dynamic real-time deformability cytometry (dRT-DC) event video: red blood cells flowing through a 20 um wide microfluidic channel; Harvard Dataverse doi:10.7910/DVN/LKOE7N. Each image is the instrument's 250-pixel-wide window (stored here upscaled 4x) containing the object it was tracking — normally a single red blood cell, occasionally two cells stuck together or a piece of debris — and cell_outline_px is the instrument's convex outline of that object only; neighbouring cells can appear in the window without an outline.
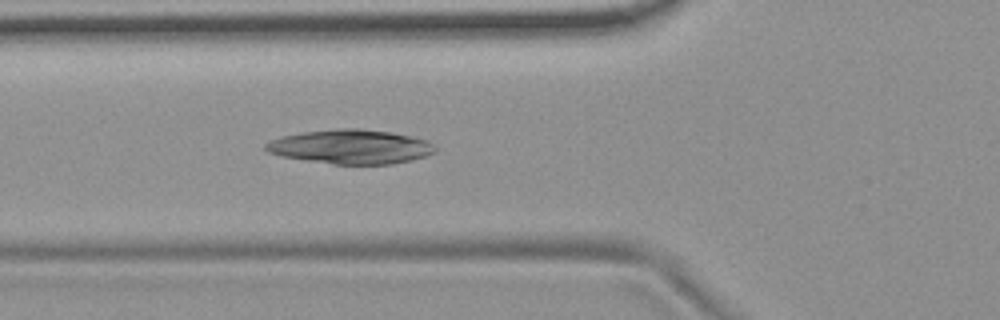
{"species": "common noctule bat (a hibernating species)", "species_latin": "Nyctalus noctula", "temperature_condition": "room temperature", "stored_images_in_passage": 5, "camera_frame_rate_fps": 3000, "um_per_image_px": 0.085, "animal": {"sex": "female", "body_mass_g": 19.9}, "frame": {"image": 1, "passage_image": 5, "time_ms": 4.333, "image_size_px": [1000, 320], "cell_outline_px": [[436, 152], [412, 160], [392, 164], [332, 164], [284, 156], [268, 152], [264, 148], [264, 144], [268, 140], [280, 136], [304, 132], [336, 128], [360, 128], [392, 132], [412, 136], [428, 140], [436, 144]], "centroid_in_image_um": [29.84, 12.46], "position_along_channel_um": 96.0, "area_um2": 34.04}}